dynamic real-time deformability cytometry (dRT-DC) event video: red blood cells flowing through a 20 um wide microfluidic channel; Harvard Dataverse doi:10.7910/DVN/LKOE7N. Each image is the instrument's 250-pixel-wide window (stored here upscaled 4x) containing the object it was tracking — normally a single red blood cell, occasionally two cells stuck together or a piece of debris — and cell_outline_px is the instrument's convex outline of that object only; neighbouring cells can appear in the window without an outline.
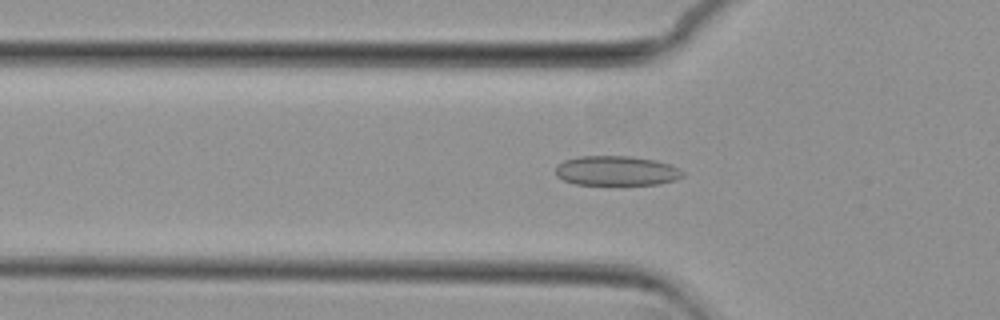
{"species": "common noctule bat (a hibernating species)", "species_latin": "Nyctalus noctula", "temperature_condition": "cold", "stored_images_in_passage": 51, "camera_frame_rate_fps": 3000, "um_per_image_px": 0.085, "animal": {"sex": "female", "body_mass_g": 29.2, "forearm_length_mm": 56.3}, "frame": {"image": 1, "passage_image": 17, "time_ms": 5.333, "image_size_px": [1000, 320], "cell_outline_px": [[684, 176], [676, 180], [660, 184], [576, 184], [564, 180], [556, 176], [556, 164], [564, 160], [580, 156], [632, 156], [656, 160], [668, 164], [684, 172]], "centroid_in_image_um": [52.39, 14.51], "position_along_channel_um": 73.4, "area_um2": 21.96}}
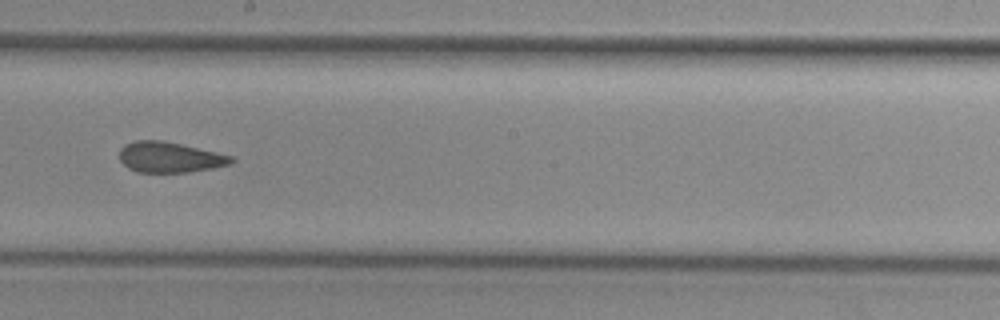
{"frame": {"image": 2, "passage_image": 30, "time_ms": 9.667, "image_size_px": [1000, 320], "cell_outline_px": [[236, 160], [232, 164], [212, 168], [188, 172], [136, 172], [128, 168], [120, 160], [120, 148], [124, 144], [136, 140], [160, 140], [180, 144], [216, 152], [232, 156]], "centroid_in_image_um": [14.42, 13.37], "position_along_channel_um": 233.8, "area_um2": 19.88}}
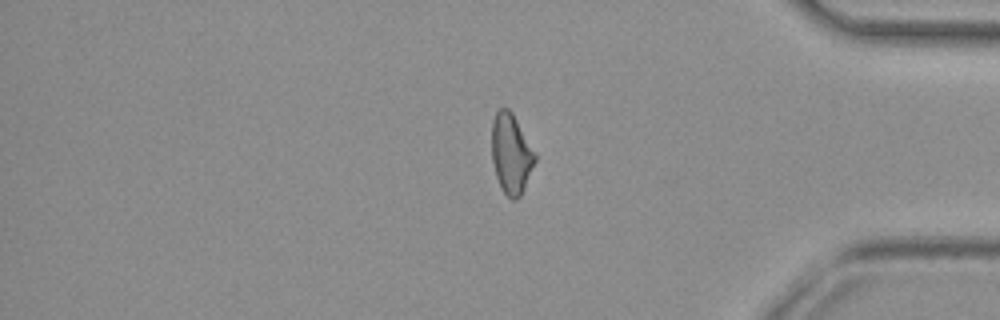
{"frame": {"image": 3, "passage_image": 45, "time_ms": 14.667, "image_size_px": [1000, 320], "cell_outline_px": [[536, 160], [524, 188], [520, 196], [516, 200], [512, 200], [500, 188], [496, 176], [492, 160], [492, 120], [496, 112], [500, 108], [508, 108], [512, 112], [536, 152]], "centroid_in_image_um": [43.45, 13.06], "position_along_channel_um": 391.8, "area_um2": 20.23}}